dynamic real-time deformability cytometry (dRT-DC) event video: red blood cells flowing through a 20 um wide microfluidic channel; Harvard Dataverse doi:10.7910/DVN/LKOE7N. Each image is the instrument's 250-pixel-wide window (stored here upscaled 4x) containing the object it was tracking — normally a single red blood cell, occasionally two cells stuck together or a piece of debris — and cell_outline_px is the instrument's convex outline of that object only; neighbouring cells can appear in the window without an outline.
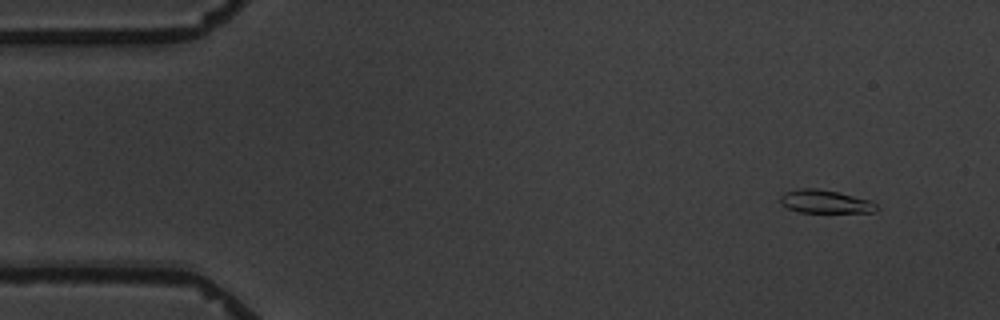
{"species": "common noctule bat (a hibernating species)", "species_latin": "Nyctalus noctula", "temperature_condition": "warm", "stored_images_in_passage": 9, "camera_frame_rate_fps": 3000, "um_per_image_px": 0.085, "animal": {"sex": "male", "body_mass_g": 19.5, "forearm_length_mm": 54.6}, "frame": {"image": 1, "passage_image": 2, "time_ms": 1.333, "image_size_px": [1000, 320], "cell_outline_px": [[876, 212], [800, 212], [788, 208], [780, 204], [780, 196], [784, 192], [800, 188], [816, 188], [836, 192], [872, 200], [876, 204]], "centroid_in_image_um": [70.11, 17.13], "position_along_channel_um": 14.9, "area_um2": 12.95}}
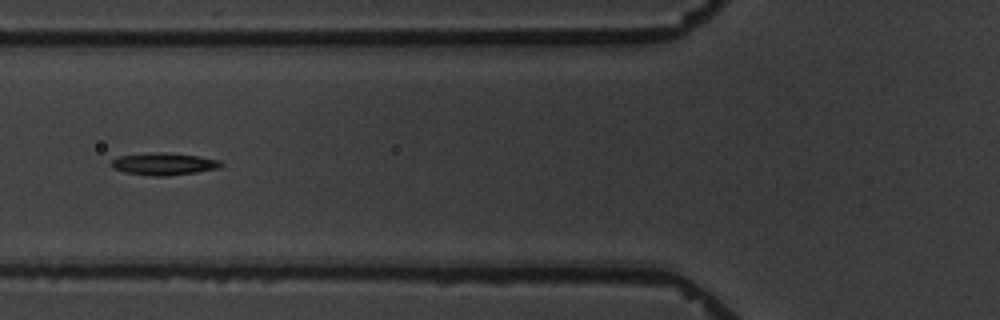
{"frame": {"image": 2, "passage_image": 7, "time_ms": 7.0, "image_size_px": [1000, 320], "cell_outline_px": [[224, 164], [220, 168], [196, 172], [168, 176], [152, 176], [124, 172], [112, 168], [112, 160], [120, 156], [148, 152], [164, 152], [200, 156], [220, 160]], "centroid_in_image_um": [13.95, 13.93], "position_along_channel_um": 111.8, "area_um2": 14.33}}
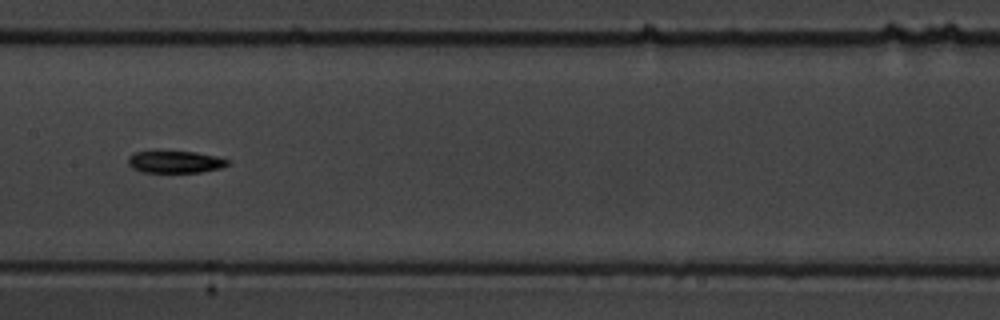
{"frame": {"image": 3, "passage_image": 9, "time_ms": 9.333, "image_size_px": [1000, 320], "cell_outline_px": [[228, 164], [220, 168], [200, 172], [140, 172], [132, 168], [128, 164], [128, 156], [136, 152], [196, 152], [216, 156], [228, 160]], "centroid_in_image_um": [14.86, 13.77], "position_along_channel_um": 192.5, "area_um2": 12.6}}